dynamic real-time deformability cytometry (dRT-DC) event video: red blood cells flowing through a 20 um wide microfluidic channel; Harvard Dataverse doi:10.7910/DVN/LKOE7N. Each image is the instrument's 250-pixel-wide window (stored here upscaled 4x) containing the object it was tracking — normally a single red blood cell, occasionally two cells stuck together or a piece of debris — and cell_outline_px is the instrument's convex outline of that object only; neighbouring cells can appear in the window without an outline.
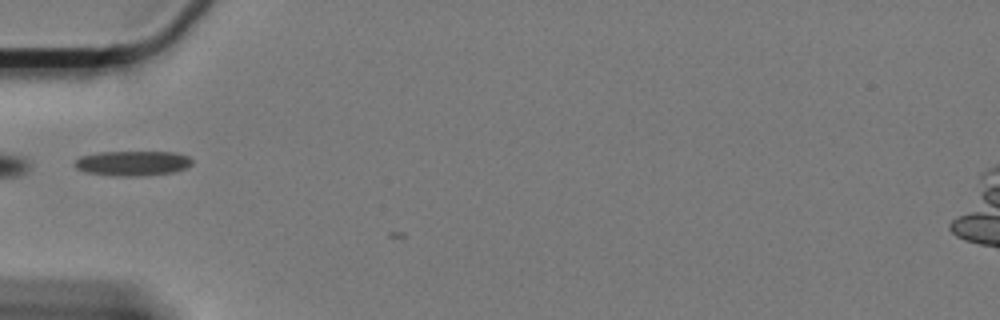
{"species": "Egyptian fruit bat (a non-hibernating species)", "species_latin": "Rousettus aegyptiacus", "temperature_condition": "cold", "stored_images_in_passage": 3, "camera_frame_rate_fps": 3000, "um_per_image_px": 0.085, "animal": {"sex": "female"}, "frame": {"image": 1, "passage_image": 2, "time_ms": 0.333, "image_size_px": [1000, 320], "cell_outline_px": [[192, 164], [188, 168], [172, 172], [140, 176], [112, 176], [84, 172], [76, 168], [72, 164], [80, 156], [100, 152], [172, 152], [188, 156], [192, 160]], "centroid_in_image_um": [11.24, 13.88], "position_along_channel_um": 73.8, "area_um2": 17.17}}